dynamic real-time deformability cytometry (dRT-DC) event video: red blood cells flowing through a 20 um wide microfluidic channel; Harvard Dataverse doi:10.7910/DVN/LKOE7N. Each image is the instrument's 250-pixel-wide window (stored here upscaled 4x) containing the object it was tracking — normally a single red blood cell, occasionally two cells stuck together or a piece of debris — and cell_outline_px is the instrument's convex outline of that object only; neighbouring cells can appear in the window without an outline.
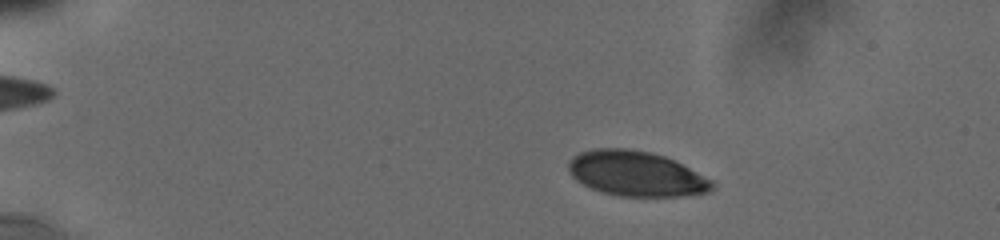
{"species": "human", "species_latin": "Homo sapiens", "temperature_condition": "cold", "stored_images_in_passage": 12, "camera_frame_rate_fps": 3000, "um_per_image_px": 0.085, "donor": {"sex": "male"}, "frame": {"image": 1, "passage_image": 3, "time_ms": 1.333, "image_size_px": [1000, 240], "cell_outline_px": [[716, 188], [708, 192], [676, 196], [620, 196], [604, 192], [592, 188], [576, 180], [568, 172], [568, 160], [572, 156], [580, 152], [596, 148], [628, 148], [652, 152], [664, 156], [712, 180], [716, 184]], "centroid_in_image_um": [54.05, 14.75], "position_along_channel_um": 31.0, "area_um2": 37.57}}